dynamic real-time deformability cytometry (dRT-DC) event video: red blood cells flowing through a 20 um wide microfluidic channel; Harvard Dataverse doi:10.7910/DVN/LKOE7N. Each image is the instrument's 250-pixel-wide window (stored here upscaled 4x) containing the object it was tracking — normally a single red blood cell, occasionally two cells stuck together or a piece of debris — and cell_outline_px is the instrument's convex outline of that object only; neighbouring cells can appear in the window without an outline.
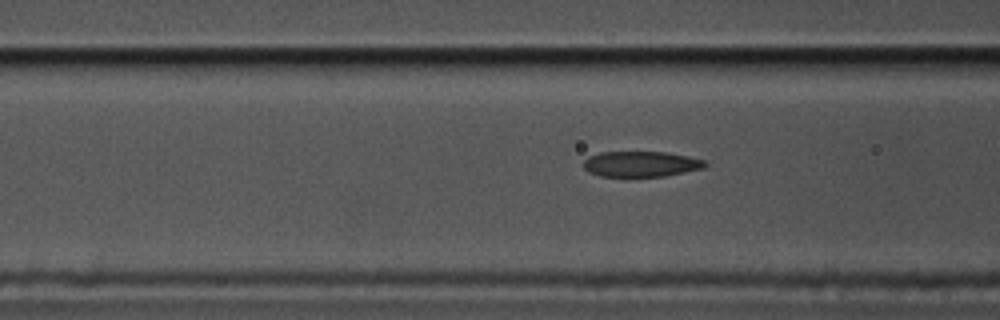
{"species": "common noctule bat (a hibernating species)", "species_latin": "Nyctalus noctula", "temperature_condition": "cold", "stored_images_in_passage": 13, "camera_frame_rate_fps": 3000, "um_per_image_px": 0.085, "animal": {"sex": "male", "body_mass_g": 17.5, "forearm_length_mm": 52.3}, "frame": {"image": 1, "passage_image": 6, "time_ms": 1.667, "image_size_px": [1000, 320], "cell_outline_px": [[708, 164], [704, 168], [664, 176], [600, 176], [588, 172], [584, 168], [584, 160], [588, 156], [600, 152], [668, 152], [708, 160]], "centroid_in_image_um": [54.51, 13.93], "position_along_channel_um": 112.1, "area_um2": 18.21}}